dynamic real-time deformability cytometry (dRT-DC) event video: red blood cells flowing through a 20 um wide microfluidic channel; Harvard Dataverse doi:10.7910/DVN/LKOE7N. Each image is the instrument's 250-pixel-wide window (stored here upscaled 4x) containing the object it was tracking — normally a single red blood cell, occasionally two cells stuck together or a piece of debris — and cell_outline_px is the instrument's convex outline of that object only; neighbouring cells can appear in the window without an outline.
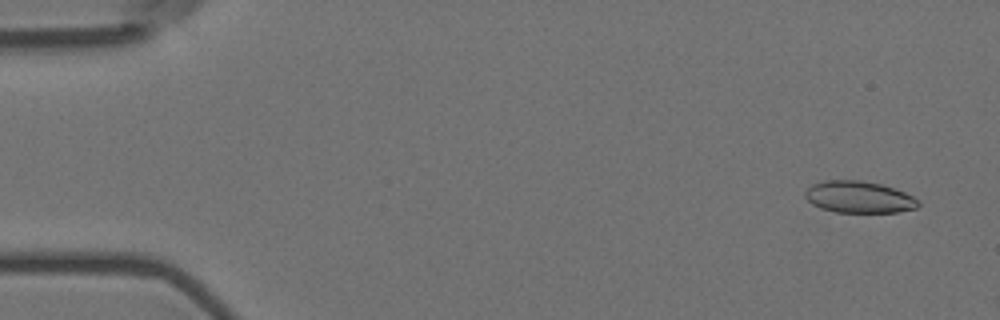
{"species": "Egyptian fruit bat (a non-hibernating species)", "species_latin": "Rousettus aegyptiacus", "temperature_condition": "room temperature", "stored_images_in_passage": 9, "camera_frame_rate_fps": 3000, "um_per_image_px": 0.085, "animal": {"sex": "female"}, "frame": {"image": 1, "passage_image": 3, "time_ms": 0.667, "image_size_px": [1000, 320], "cell_outline_px": [[920, 204], [916, 208], [896, 212], [836, 212], [820, 208], [812, 204], [804, 196], [804, 192], [812, 184], [824, 180], [860, 180], [880, 184], [904, 192], [920, 200]], "centroid_in_image_um": [72.99, 16.75], "position_along_channel_um": 12.0, "area_um2": 20.92}}